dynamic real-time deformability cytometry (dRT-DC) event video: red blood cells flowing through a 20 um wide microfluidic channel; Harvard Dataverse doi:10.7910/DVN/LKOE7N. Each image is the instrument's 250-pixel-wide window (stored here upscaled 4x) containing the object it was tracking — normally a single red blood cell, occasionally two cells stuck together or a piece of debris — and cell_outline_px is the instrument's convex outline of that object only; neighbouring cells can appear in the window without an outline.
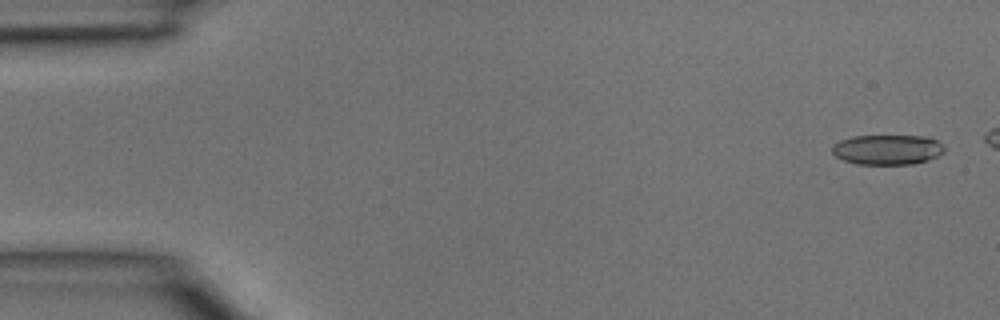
{"species": "common noctule bat (a hibernating species)", "species_latin": "Nyctalus noctula", "temperature_condition": "room temperature", "stored_images_in_passage": 3, "camera_frame_rate_fps": 3000, "um_per_image_px": 0.085, "animal": {"sex": "male", "body_mass_g": 15.6}, "frame": {"image": 1, "passage_image": 1, "time_ms": 0.0, "image_size_px": [1000, 320], "cell_outline_px": [[944, 152], [928, 160], [912, 164], [856, 164], [844, 160], [836, 156], [832, 152], [832, 144], [840, 140], [852, 136], [924, 136], [936, 140], [944, 148]], "centroid_in_image_um": [75.39, 12.72], "position_along_channel_um": 9.6, "area_um2": 19.54}}